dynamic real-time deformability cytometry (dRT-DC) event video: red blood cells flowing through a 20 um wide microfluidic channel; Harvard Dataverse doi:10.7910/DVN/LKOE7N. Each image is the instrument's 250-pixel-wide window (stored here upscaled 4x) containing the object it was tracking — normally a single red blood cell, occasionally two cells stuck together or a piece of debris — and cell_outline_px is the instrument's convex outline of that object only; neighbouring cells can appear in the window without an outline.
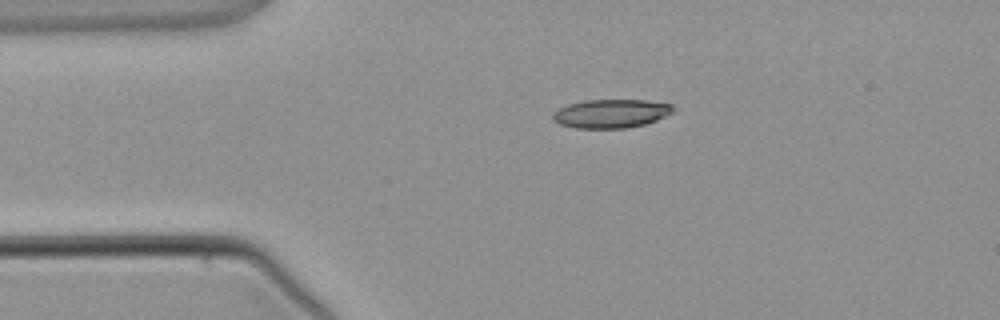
{"species": "common noctule bat (a hibernating species)", "species_latin": "Nyctalus noctula", "temperature_condition": "warm", "stored_images_in_passage": 4, "camera_frame_rate_fps": 3000, "um_per_image_px": 0.085, "animal": {"sex": "male", "body_mass_g": 21.5, "forearm_length_mm": 52.0}, "frame": {"image": 1, "passage_image": 3, "time_ms": 2.333, "image_size_px": [1000, 320], "cell_outline_px": [[672, 112], [656, 120], [644, 124], [624, 128], [576, 128], [560, 124], [552, 120], [552, 112], [568, 104], [588, 100], [644, 100], [672, 104]], "centroid_in_image_um": [51.89, 9.65], "position_along_channel_um": 33.1, "area_um2": 19.88}}